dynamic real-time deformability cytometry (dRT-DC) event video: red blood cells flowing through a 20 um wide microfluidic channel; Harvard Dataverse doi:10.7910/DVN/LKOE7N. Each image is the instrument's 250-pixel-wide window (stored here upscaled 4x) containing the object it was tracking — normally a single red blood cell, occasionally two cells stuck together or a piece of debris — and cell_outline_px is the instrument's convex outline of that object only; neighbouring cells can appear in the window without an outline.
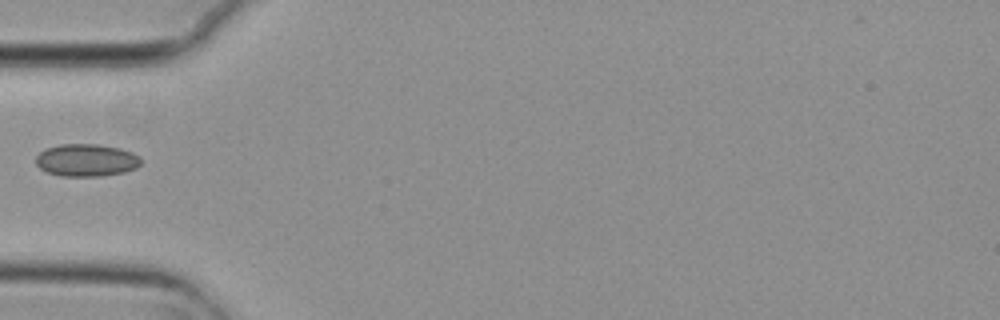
{"species": "common noctule bat (a hibernating species)", "species_latin": "Nyctalus noctula", "temperature_condition": "cold", "stored_images_in_passage": 7, "camera_frame_rate_fps": 3000, "um_per_image_px": 0.085, "animal": {"sex": "female", "body_mass_g": 29.2, "forearm_length_mm": 56.3}, "frame": {"image": 1, "passage_image": 6, "time_ms": 1.667, "image_size_px": [1000, 320], "cell_outline_px": [[140, 164], [136, 168], [124, 172], [100, 176], [60, 176], [48, 172], [40, 168], [36, 164], [36, 156], [44, 148], [60, 144], [96, 144], [120, 148], [132, 152], [140, 156]], "centroid_in_image_um": [7.33, 13.61], "position_along_channel_um": 77.7, "area_um2": 19.94}}
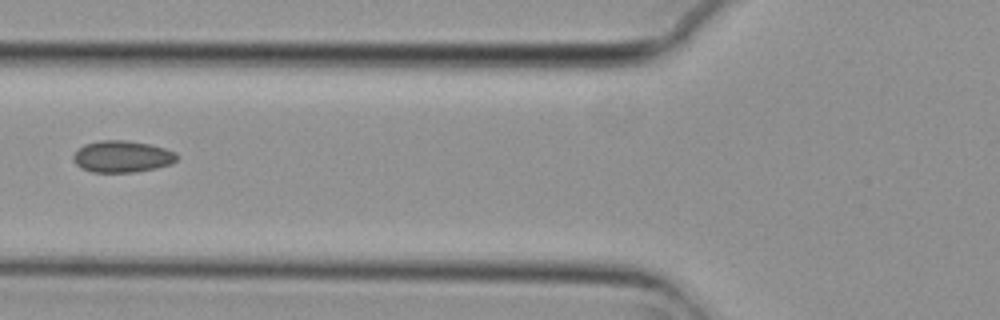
{"frame": {"image": 2, "passage_image": 7, "time_ms": 2.0, "image_size_px": [1000, 320], "cell_outline_px": [[180, 156], [172, 164], [156, 168], [136, 172], [92, 172], [80, 168], [72, 160], [72, 156], [84, 144], [100, 140], [128, 140], [152, 144], [176, 152]], "centroid_in_image_um": [10.41, 13.3], "position_along_channel_um": 115.4, "area_um2": 19.42}}